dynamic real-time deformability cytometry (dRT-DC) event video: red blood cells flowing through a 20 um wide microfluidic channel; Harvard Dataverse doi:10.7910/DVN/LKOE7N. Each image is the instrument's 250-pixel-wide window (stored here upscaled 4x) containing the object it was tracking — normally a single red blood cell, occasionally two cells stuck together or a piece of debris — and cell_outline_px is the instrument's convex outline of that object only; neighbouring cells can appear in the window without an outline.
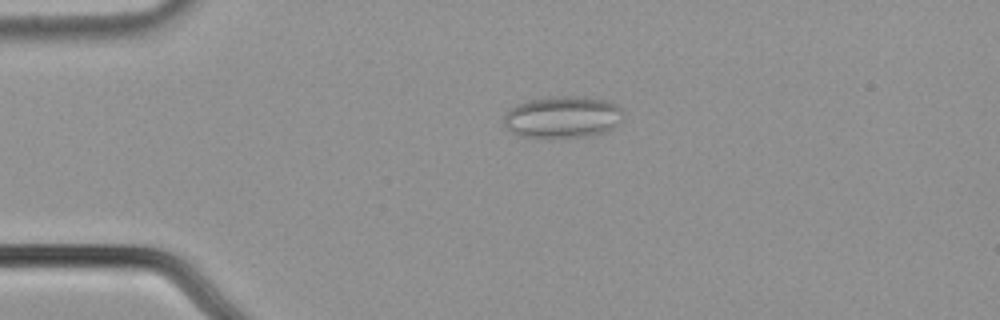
{"species": "common noctule bat (a hibernating species)", "species_latin": "Nyctalus noctula", "temperature_condition": "cold", "stored_images_in_passage": 48, "camera_frame_rate_fps": 3000, "um_per_image_px": 0.085, "animal": {"sex": "male", "body_mass_g": 21.5, "forearm_length_mm": 52.0}, "frame": {"image": 1, "passage_image": 6, "time_ms": 1.667, "image_size_px": [1000, 320], "cell_outline_px": [[624, 116], [620, 124], [604, 132], [592, 136], [548, 140], [520, 136], [512, 132], [504, 124], [504, 116], [508, 108], [516, 104], [528, 100], [564, 96], [584, 96], [612, 100], [620, 108]], "centroid_in_image_um": [47.85, 9.98], "position_along_channel_um": 37.2, "area_um2": 30.17}}
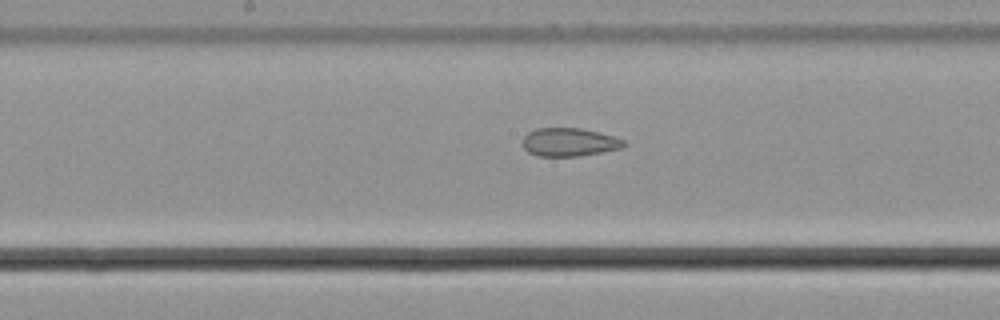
{"frame": {"image": 2, "passage_image": 22, "time_ms": 7.0, "image_size_px": [1000, 320], "cell_outline_px": [[628, 144], [620, 148], [604, 152], [580, 156], [536, 156], [528, 152], [524, 148], [524, 136], [528, 132], [536, 128], [580, 128], [600, 132], [624, 140]], "centroid_in_image_um": [48.4, 12.08], "position_along_channel_um": 199.8, "area_um2": 16.76}}
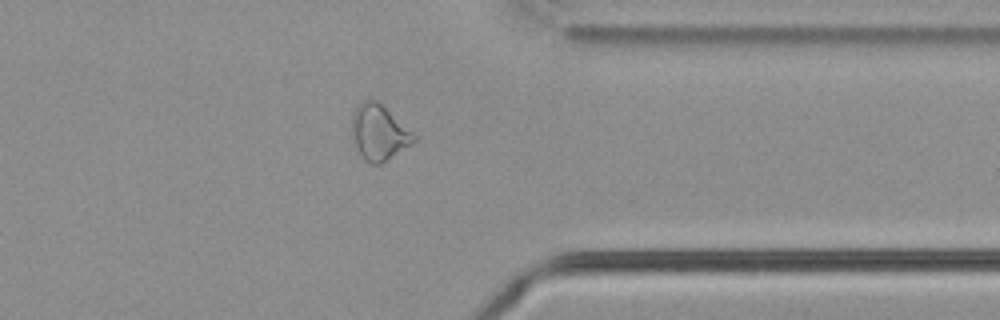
{"frame": {"image": 3, "passage_image": 37, "time_ms": 12.0, "image_size_px": [1000, 320], "cell_outline_px": [[416, 140], [380, 164], [372, 164], [364, 160], [356, 148], [352, 136], [352, 112], [364, 100], [376, 100], [412, 132], [416, 136]], "centroid_in_image_um": [32.17, 11.27], "position_along_channel_um": 379.2, "area_um2": 19.48}, "authors_computed_cell_mechanics": {"area_um2": 19.7965, "velocity_mm_per_s": 3.7224, "shape_relaxation_time_tau1_ms": null, "shape_relaxation_time_tau2_ms": 3.4254, "deformation_change_tau1": null, "deformation_change_tau2": 0.118}}